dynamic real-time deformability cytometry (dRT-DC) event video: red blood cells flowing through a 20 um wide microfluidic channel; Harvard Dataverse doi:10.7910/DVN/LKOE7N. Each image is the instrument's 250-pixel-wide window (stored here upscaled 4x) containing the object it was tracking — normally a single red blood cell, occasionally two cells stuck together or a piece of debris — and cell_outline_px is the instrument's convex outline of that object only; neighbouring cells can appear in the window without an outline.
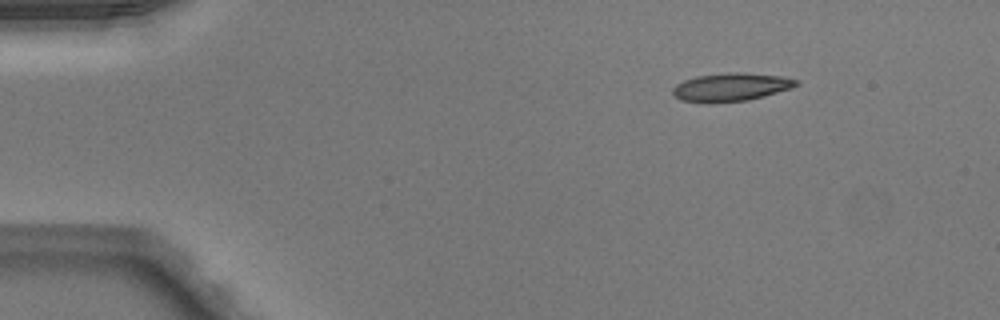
{"species": "Egyptian fruit bat (a non-hibernating species)", "species_latin": "Rousettus aegyptiacus", "temperature_condition": "warm", "stored_images_in_passage": 44, "camera_frame_rate_fps": 3000, "um_per_image_px": 0.085, "animal": {"sex": "male"}, "frame": {"image": 1, "passage_image": 1, "time_ms": 0.0, "image_size_px": [1000, 320], "cell_outline_px": [[800, 84], [792, 88], [764, 96], [748, 100], [708, 104], [704, 104], [680, 100], [672, 92], [672, 88], [676, 84], [684, 80], [696, 76], [728, 72], [744, 72], [784, 76], [800, 80]], "centroid_in_image_um": [62.15, 7.41], "position_along_channel_um": 22.9, "area_um2": 20.81}}
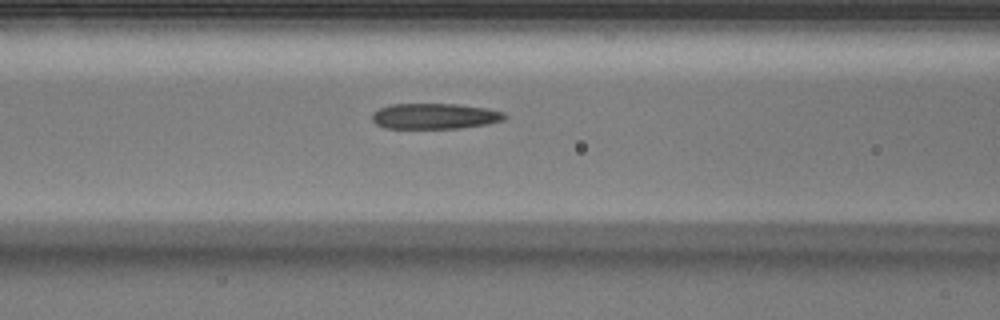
{"frame": {"image": 2, "passage_image": 15, "time_ms": 4.667, "image_size_px": [1000, 320], "cell_outline_px": [[508, 116], [504, 120], [488, 124], [460, 128], [384, 128], [376, 124], [372, 120], [372, 112], [380, 108], [392, 104], [456, 104], [484, 108], [504, 112]], "centroid_in_image_um": [36.95, 9.88], "position_along_channel_um": 129.6, "area_um2": 19.83}}
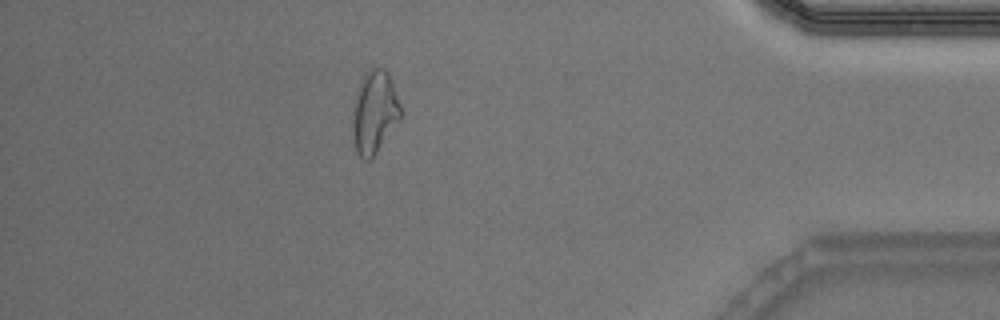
{"frame": {"image": 3, "passage_image": 38, "time_ms": 12.333, "image_size_px": [1000, 320], "cell_outline_px": [[400, 120], [372, 160], [364, 160], [356, 152], [352, 136], [352, 104], [364, 72], [372, 68], [384, 68], [388, 72], [400, 104]], "centroid_in_image_um": [31.8, 9.57], "position_along_channel_um": 403.4, "area_um2": 23.52}, "authors_computed_cell_mechanics": {"area_um2": 20.1722, "velocity_mm_per_s": 4.0832, "shape_relaxation_time_tau1_ms": null, "shape_relaxation_time_tau2_ms": 4.4707, "deformation_change_tau1": null, "deformation_change_tau2": 0.1611}}